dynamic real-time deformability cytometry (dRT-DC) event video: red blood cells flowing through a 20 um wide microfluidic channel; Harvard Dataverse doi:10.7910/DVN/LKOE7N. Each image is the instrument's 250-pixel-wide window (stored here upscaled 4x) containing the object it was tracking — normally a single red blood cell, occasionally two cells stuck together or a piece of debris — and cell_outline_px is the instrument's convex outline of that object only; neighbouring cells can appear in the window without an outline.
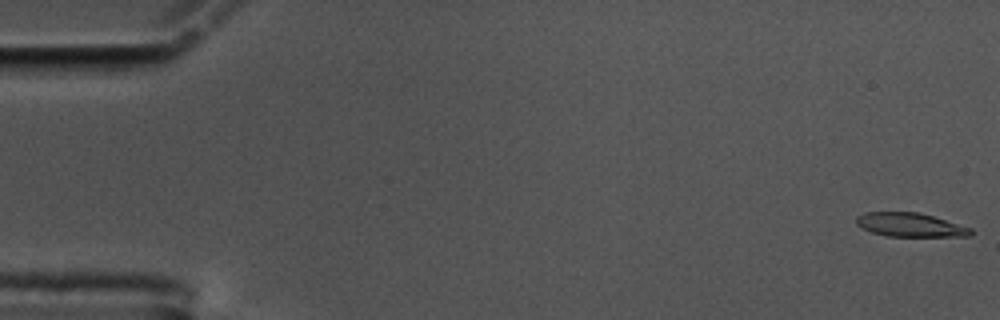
{"species": "common noctule bat (a hibernating species)", "species_latin": "Nyctalus noctula", "temperature_condition": "cold", "stored_images_in_passage": 58, "camera_frame_rate_fps": 3000, "um_per_image_px": 0.085, "animal": {"sex": "male", "body_mass_g": 17.5, "forearm_length_mm": 52.3}, "frame": {"image": 1, "passage_image": 1, "time_ms": 0.0, "image_size_px": [1000, 320], "cell_outline_px": [[972, 236], [888, 236], [872, 232], [856, 224], [856, 216], [864, 212], [920, 212], [972, 228]], "centroid_in_image_um": [77.37, 19.1], "position_along_channel_um": 7.6, "area_um2": 15.84}}
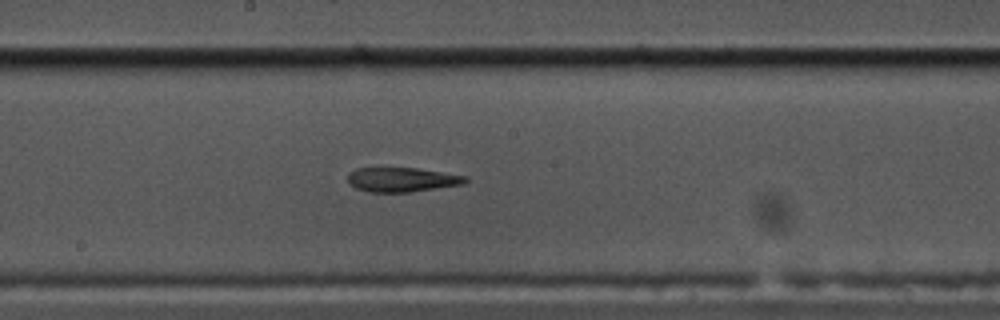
{"frame": {"image": 2, "passage_image": 31, "time_ms": 10.0, "image_size_px": [1000, 320], "cell_outline_px": [[468, 180], [464, 184], [412, 192], [368, 192], [356, 188], [348, 184], [348, 172], [356, 168], [416, 168], [468, 176]], "centroid_in_image_um": [34.15, 15.27], "position_along_channel_um": 214.0, "area_um2": 16.88}}
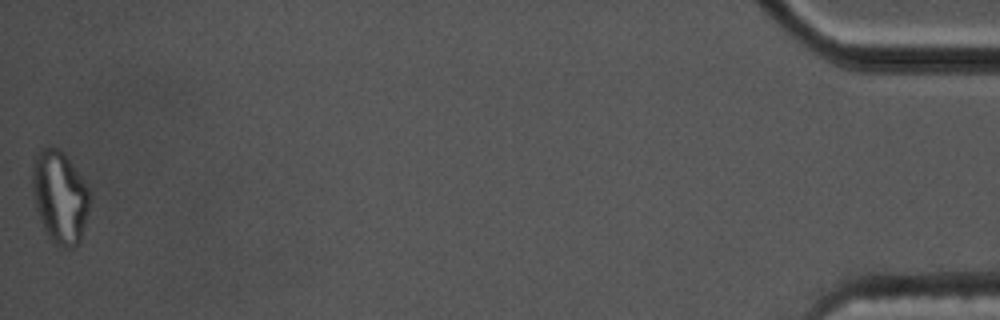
{"frame": {"image": 3, "passage_image": 58, "time_ms": 19.0, "image_size_px": [1000, 320], "cell_outline_px": [[88, 212], [80, 244], [76, 248], [56, 248], [48, 236], [40, 220], [36, 208], [32, 188], [32, 160], [40, 148], [60, 148], [64, 152], [88, 188]], "centroid_in_image_um": [5.06, 16.78], "position_along_channel_um": 430.1, "area_um2": 31.1}, "authors_computed_cell_mechanics": {"area_um2": 17.5712, "velocity_mm_per_s": 3.4718, "shape_relaxation_time_tau1_ms": null, "shape_relaxation_time_tau2_ms": 6.2241, "deformation_change_tau1": null, "deformation_change_tau2": 0.1817}}